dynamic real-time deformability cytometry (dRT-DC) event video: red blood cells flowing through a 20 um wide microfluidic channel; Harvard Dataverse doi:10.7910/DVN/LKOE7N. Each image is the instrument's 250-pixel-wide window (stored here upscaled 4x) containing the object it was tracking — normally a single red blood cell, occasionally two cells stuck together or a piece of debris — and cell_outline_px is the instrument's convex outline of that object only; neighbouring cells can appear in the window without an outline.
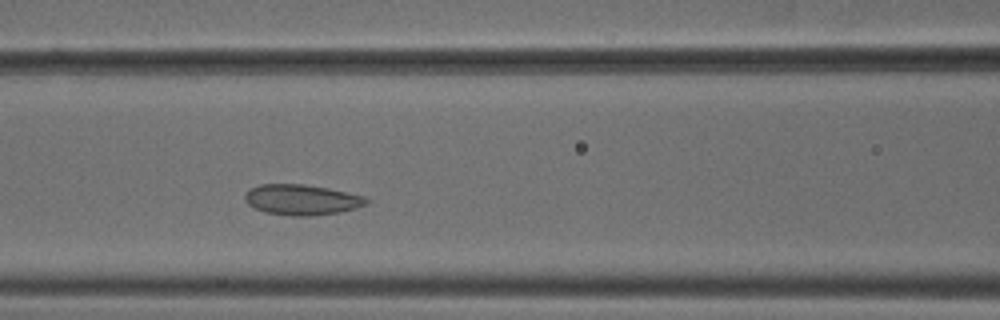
{"species": "common noctule bat (a hibernating species)", "species_latin": "Nyctalus noctula", "temperature_condition": "cold", "stored_images_in_passage": 34, "camera_frame_rate_fps": 3000, "um_per_image_px": 0.085, "animal": {"sex": "male", "body_mass_g": 18.8}, "frame": {"image": 1, "passage_image": 13, "time_ms": 4.0, "image_size_px": [1000, 320], "cell_outline_px": [[368, 204], [356, 208], [340, 212], [308, 216], [292, 216], [264, 212], [248, 204], [244, 200], [244, 196], [252, 188], [260, 184], [304, 184], [328, 188], [364, 196], [368, 200]], "centroid_in_image_um": [25.65, 16.98], "position_along_channel_um": 140.9, "area_um2": 21.5}}
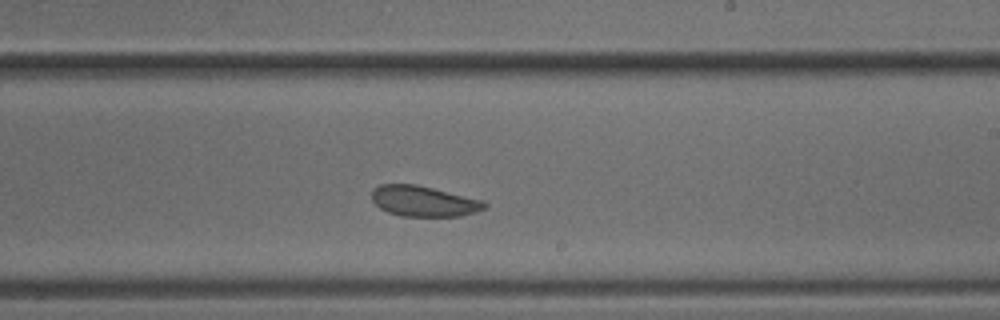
{"frame": {"image": 2, "passage_image": 22, "time_ms": 7.0, "image_size_px": [1000, 320], "cell_outline_px": [[488, 204], [484, 208], [476, 212], [460, 216], [400, 216], [388, 212], [380, 208], [372, 200], [372, 188], [380, 184], [416, 184], [484, 200]], "centroid_in_image_um": [36.01, 17.09], "position_along_channel_um": 253.0, "area_um2": 20.17}}
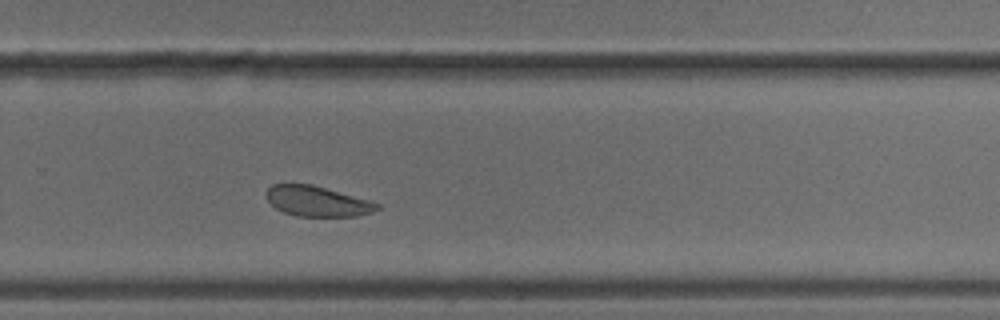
{"frame": {"image": 3, "passage_image": 26, "time_ms": 8.333, "image_size_px": [1000, 320], "cell_outline_px": [[380, 208], [372, 212], [356, 216], [296, 216], [284, 212], [276, 208], [268, 200], [268, 188], [272, 184], [312, 184], [368, 200], [380, 204]], "centroid_in_image_um": [26.98, 17.11], "position_along_channel_um": 302.8, "area_um2": 19.25}, "authors_computed_cell_mechanics": {"area_um2": 21.0681, "velocity_mm_per_s": 3.7496, "shape_relaxation_time_tau1_ms": null, "shape_relaxation_time_tau2_ms": 1.7979, "deformation_change_tau1": null, "deformation_change_tau2": 0.0632}}